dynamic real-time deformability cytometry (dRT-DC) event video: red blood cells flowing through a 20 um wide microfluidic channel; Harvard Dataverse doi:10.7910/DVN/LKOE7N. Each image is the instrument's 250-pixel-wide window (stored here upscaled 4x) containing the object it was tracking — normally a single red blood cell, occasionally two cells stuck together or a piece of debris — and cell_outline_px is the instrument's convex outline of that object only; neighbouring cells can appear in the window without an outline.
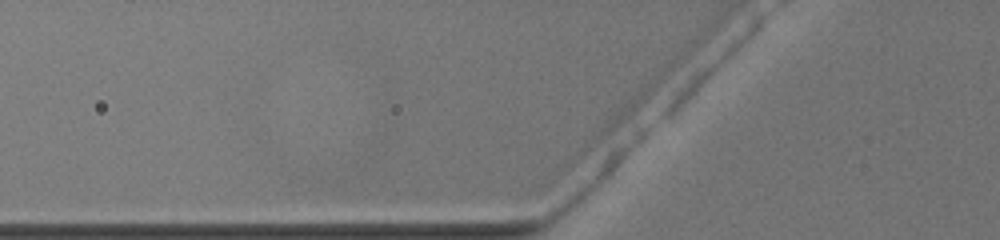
{"species": "common noctule bat (a hibernating species)", "species_latin": "Nyctalus noctula", "temperature_condition": "warm", "stored_images_in_passage": 4, "camera_frame_rate_fps": 3000, "um_per_image_px": 0.085, "animal": {"sex": "female", "body_mass_g": 19.5, "forearm_length_mm": 54.1}, "frame": {"image": 1, "passage_image": 2, "time_ms": 0.333, "image_size_px": [1000, 240], "cell_outline_px": [[504, 148], [488, 160], [356, 164], [348, 156], [348, 152], [368, 144], [384, 140], [504, 144]], "centroid_in_image_um": [35.91, 12.92], "position_along_channel_um": 89.9, "area_um2": 20.63}}